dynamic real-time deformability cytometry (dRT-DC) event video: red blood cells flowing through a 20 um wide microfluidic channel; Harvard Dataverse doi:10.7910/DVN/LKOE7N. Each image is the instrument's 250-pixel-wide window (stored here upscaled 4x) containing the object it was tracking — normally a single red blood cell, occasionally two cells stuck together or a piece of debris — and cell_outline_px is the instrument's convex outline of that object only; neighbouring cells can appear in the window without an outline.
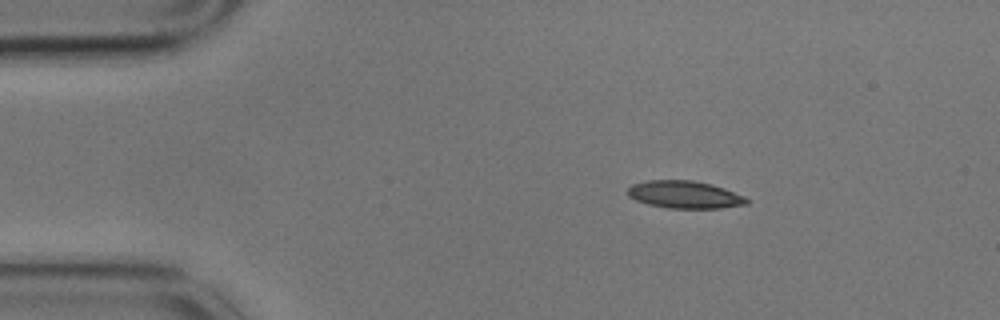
{"species": "common noctule bat (a hibernating species)", "species_latin": "Nyctalus noctula", "temperature_condition": "cold", "stored_images_in_passage": 30, "camera_frame_rate_fps": 3000, "um_per_image_px": 0.085, "animal": {"sex": "male", "body_mass_g": 17.9}, "frame": {"image": 1, "passage_image": 1, "time_ms": 0.0, "image_size_px": [1000, 320], "cell_outline_px": [[748, 204], [720, 208], [668, 208], [648, 204], [636, 200], [628, 196], [628, 188], [632, 184], [648, 180], [692, 180], [712, 184], [724, 188], [744, 196], [748, 200]], "centroid_in_image_um": [58.19, 16.54], "position_along_channel_um": 26.8, "area_um2": 19.02}}
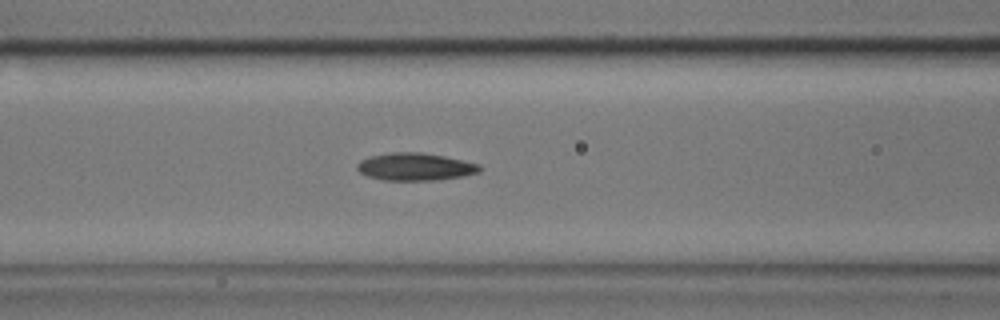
{"frame": {"image": 2, "passage_image": 15, "time_ms": 4.667, "image_size_px": [1000, 320], "cell_outline_px": [[484, 168], [480, 172], [464, 176], [440, 180], [384, 180], [368, 176], [360, 172], [356, 168], [356, 164], [360, 160], [372, 156], [392, 152], [424, 152], [444, 156], [480, 164]], "centroid_in_image_um": [35.34, 14.17], "position_along_channel_um": 131.3, "area_um2": 19.83}}
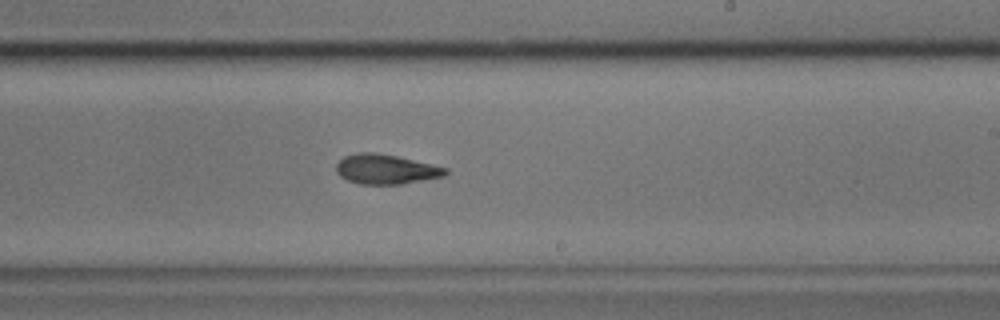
{"frame": {"image": 3, "passage_image": 26, "time_ms": 8.333, "image_size_px": [1000, 320], "cell_outline_px": [[448, 172], [444, 176], [400, 184], [360, 184], [348, 180], [340, 176], [336, 172], [336, 164], [344, 156], [356, 152], [376, 152], [396, 156], [432, 164], [448, 168]], "centroid_in_image_um": [32.77, 14.37], "position_along_channel_um": 256.2, "area_um2": 18.9}}